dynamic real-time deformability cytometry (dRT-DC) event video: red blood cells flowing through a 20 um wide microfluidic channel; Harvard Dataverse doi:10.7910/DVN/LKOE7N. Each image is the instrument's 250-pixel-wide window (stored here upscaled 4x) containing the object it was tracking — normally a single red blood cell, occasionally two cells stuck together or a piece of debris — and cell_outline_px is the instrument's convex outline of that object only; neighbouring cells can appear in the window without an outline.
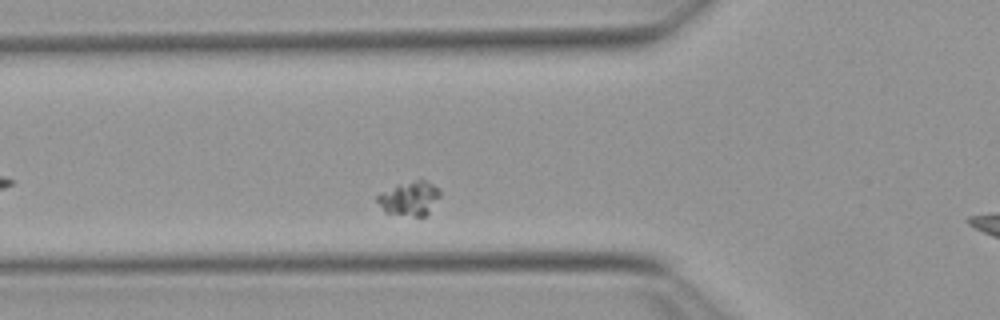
{"species": "Egyptian fruit bat (a non-hibernating species)", "species_latin": "Rousettus aegyptiacus", "temperature_condition": "warm", "stored_images_in_passage": 33, "camera_frame_rate_fps": 3000, "um_per_image_px": 0.085, "animal": {"sex": "female"}, "frame": {"image": 1, "passage_image": 6, "time_ms": 1.667, "image_size_px": [1000, 320], "cell_outline_px": [[440, 196], [428, 212], [424, 216], [416, 216], [384, 212], [376, 200], [376, 196], [380, 192], [416, 180], [424, 180], [440, 188]], "centroid_in_image_um": [34.81, 16.87], "position_along_channel_um": 91.0, "area_um2": 12.08}}
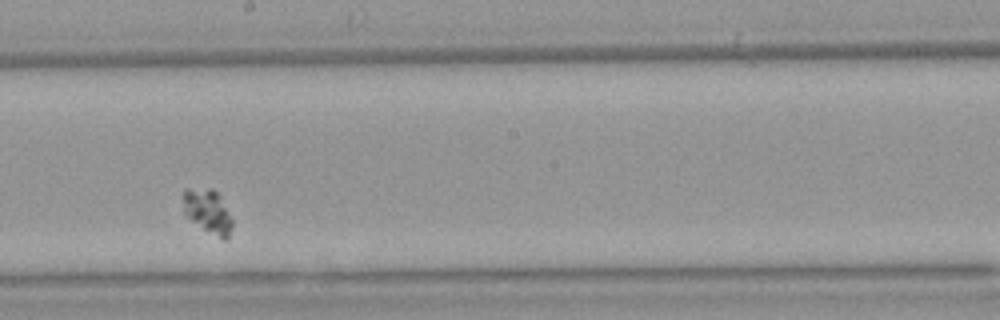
{"frame": {"image": 2, "passage_image": 18, "time_ms": 5.667, "image_size_px": [1000, 320], "cell_outline_px": [[232, 228], [228, 236], [224, 240], [204, 228], [192, 220], [184, 212], [184, 188], [212, 188], [216, 192], [232, 220]], "centroid_in_image_um": [17.65, 17.93], "position_along_channel_um": 230.5, "area_um2": 11.96}}
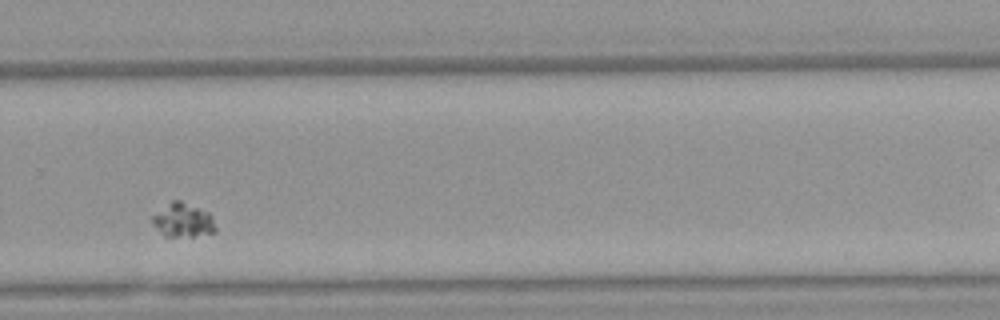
{"frame": {"image": 3, "passage_image": 25, "time_ms": 8.0, "image_size_px": [1000, 320], "cell_outline_px": [[216, 232], [192, 236], [164, 236], [152, 224], [152, 216], [172, 200], [180, 200], [208, 212], [212, 216], [216, 228]], "centroid_in_image_um": [15.56, 18.72], "position_along_channel_um": 314.2, "area_um2": 12.37}}